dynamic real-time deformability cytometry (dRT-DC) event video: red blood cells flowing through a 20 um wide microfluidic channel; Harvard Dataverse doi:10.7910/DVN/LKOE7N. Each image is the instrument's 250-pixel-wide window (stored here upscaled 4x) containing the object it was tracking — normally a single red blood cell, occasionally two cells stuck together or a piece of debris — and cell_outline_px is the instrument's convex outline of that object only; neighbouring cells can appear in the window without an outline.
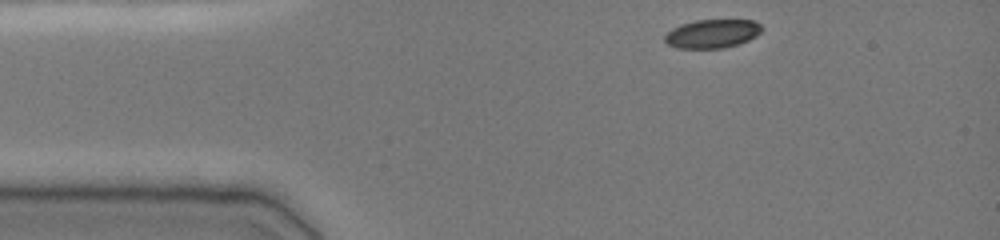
{"species": "common noctule bat (a hibernating species)", "species_latin": "Nyctalus noctula", "temperature_condition": "cold", "stored_images_in_passage": 36, "camera_frame_rate_fps": 3000, "um_per_image_px": 0.085, "animal": {"sex": "female", "body_mass_g": 19.0, "forearm_length_mm": 51.5}, "frame": {"image": 1, "passage_image": 1, "time_ms": 0.0, "image_size_px": [1000, 240], "cell_outline_px": [[764, 28], [756, 36], [748, 40], [724, 48], [676, 48], [668, 44], [664, 40], [664, 36], [672, 28], [680, 24], [696, 20], [752, 20], [760, 24]], "centroid_in_image_um": [60.53, 2.86], "position_along_channel_um": 24.5, "area_um2": 16.18}}
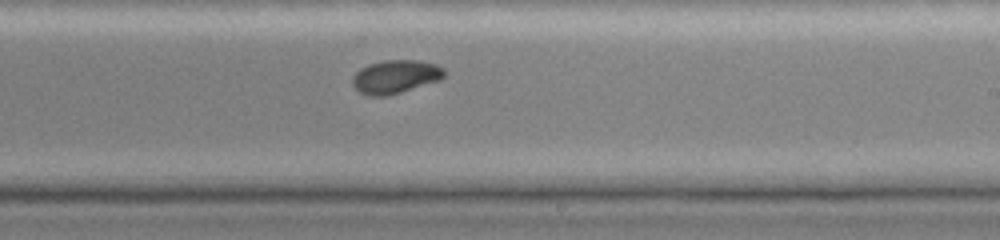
{"frame": {"image": 2, "passage_image": 23, "time_ms": 7.333, "image_size_px": [1000, 240], "cell_outline_px": [[444, 76], [440, 80], [400, 92], [384, 96], [368, 96], [360, 92], [352, 84], [352, 76], [360, 68], [368, 64], [384, 60], [416, 60], [436, 64], [444, 68]], "centroid_in_image_um": [33.59, 6.51], "position_along_channel_um": 255.4, "area_um2": 17.8}}
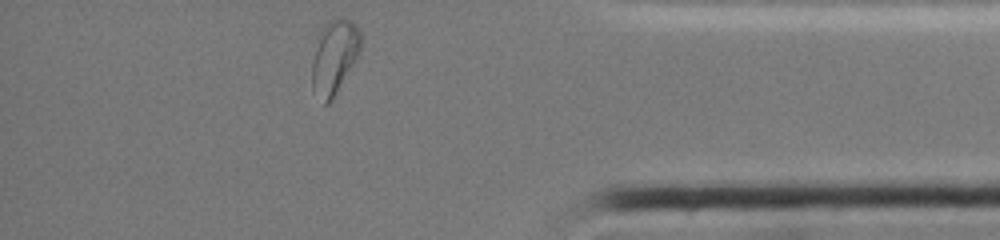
{"frame": {"image": 3, "passage_image": 36, "time_ms": 11.667, "image_size_px": [1000, 240], "cell_outline_px": [[360, 52], [332, 100], [328, 104], [324, 104], [312, 92], [312, 60], [316, 36], [320, 28], [328, 20], [348, 20], [360, 32]], "centroid_in_image_um": [28.35, 4.87], "position_along_channel_um": 406.8, "area_um2": 20.98}, "authors_computed_cell_mechanics": {"area_um2": 18.1203, "velocity_mm_per_s": 3.8624, "shape_relaxation_time_tau1_ms": 3.6479, "shape_relaxation_time_tau2_ms": 8.3166, "deformation_change_tau1": 0.1306, "deformation_change_tau2": 0.0869}}